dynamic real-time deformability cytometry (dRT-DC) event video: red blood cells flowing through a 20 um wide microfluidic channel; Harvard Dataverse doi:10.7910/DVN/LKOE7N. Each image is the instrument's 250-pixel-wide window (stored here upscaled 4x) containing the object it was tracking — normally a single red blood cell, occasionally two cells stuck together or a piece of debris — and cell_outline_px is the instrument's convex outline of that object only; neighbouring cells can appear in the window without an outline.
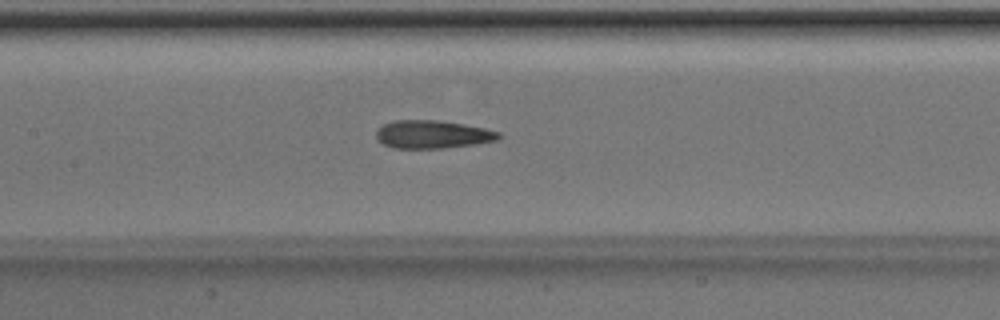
{"species": "Egyptian fruit bat (a non-hibernating species)", "species_latin": "Rousettus aegyptiacus", "temperature_condition": "room temperature", "stored_images_in_passage": 24, "camera_frame_rate_fps": 3000, "um_per_image_px": 0.085, "animal": {"sex": "male"}, "frame": {"image": 1, "passage_image": 11, "time_ms": 3.333, "image_size_px": [1000, 320], "cell_outline_px": [[500, 136], [496, 140], [476, 144], [444, 148], [392, 148], [376, 140], [376, 132], [384, 124], [392, 120], [436, 120], [464, 124], [484, 128], [500, 132]], "centroid_in_image_um": [36.74, 11.42], "position_along_channel_um": 170.7, "area_um2": 20.0}}
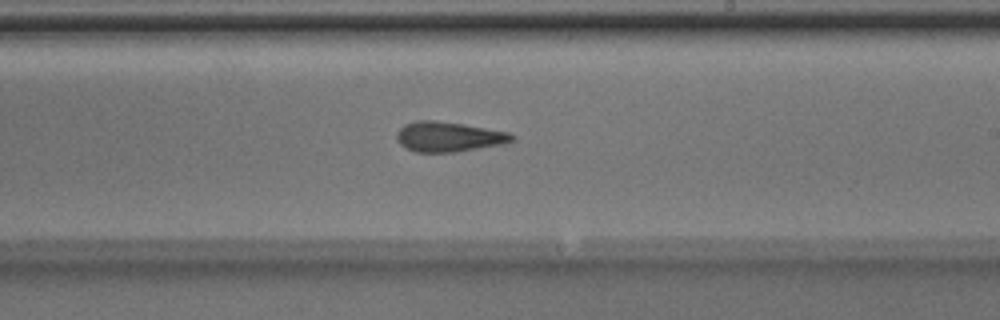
{"frame": {"image": 2, "passage_image": 17, "time_ms": 5.333, "image_size_px": [1000, 320], "cell_outline_px": [[512, 140], [504, 144], [456, 152], [416, 152], [404, 148], [396, 140], [396, 132], [404, 124], [416, 120], [436, 120], [464, 124], [508, 132], [512, 136]], "centroid_in_image_um": [38.06, 11.62], "position_along_channel_um": 250.9, "area_um2": 20.23}}
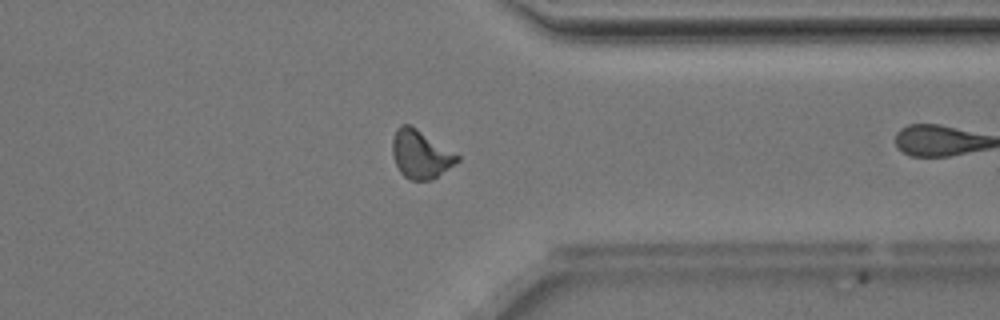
{"frame": {"image": 3, "passage_image": 23, "time_ms": 7.333, "image_size_px": [1000, 320], "cell_outline_px": [[460, 160], [432, 180], [408, 180], [400, 172], [392, 156], [392, 140], [396, 128], [400, 124], [408, 124], [416, 128], [460, 156]], "centroid_in_image_um": [35.72, 13.12], "position_along_channel_um": 375.7, "area_um2": 18.15}}